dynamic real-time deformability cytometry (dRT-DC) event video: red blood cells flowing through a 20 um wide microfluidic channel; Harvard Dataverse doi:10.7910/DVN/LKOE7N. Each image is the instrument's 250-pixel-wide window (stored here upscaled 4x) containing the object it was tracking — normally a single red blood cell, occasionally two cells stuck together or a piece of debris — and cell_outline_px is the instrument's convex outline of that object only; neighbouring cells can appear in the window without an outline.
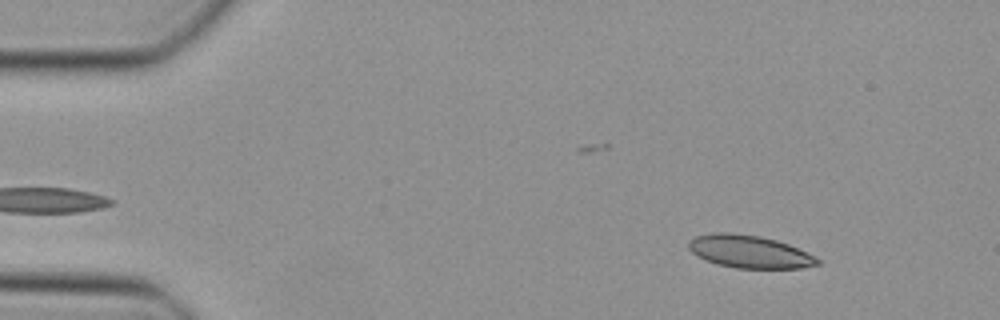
{"species": "Egyptian fruit bat (a non-hibernating species)", "species_latin": "Rousettus aegyptiacus", "temperature_condition": "cold", "stored_images_in_passage": 47, "camera_frame_rate_fps": 3000, "um_per_image_px": 0.085, "animal": {"sex": "female"}, "frame": {"image": 1, "passage_image": 5, "time_ms": 1.333, "image_size_px": [1000, 320], "cell_outline_px": [[820, 264], [800, 268], [736, 268], [716, 264], [692, 252], [688, 248], [688, 240], [696, 236], [712, 232], [732, 232], [760, 236], [776, 240], [788, 244], [816, 256], [820, 260]], "centroid_in_image_um": [63.7, 21.38], "position_along_channel_um": 21.3, "area_um2": 24.57}}
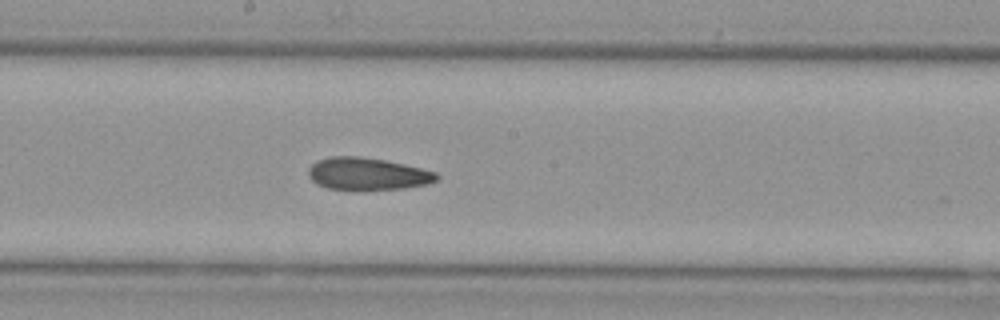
{"frame": {"image": 2, "passage_image": 25, "time_ms": 8.0, "image_size_px": [1000, 320], "cell_outline_px": [[440, 176], [436, 180], [428, 184], [404, 188], [328, 188], [316, 184], [308, 176], [308, 168], [316, 160], [332, 156], [360, 156], [384, 160], [404, 164], [436, 172]], "centroid_in_image_um": [31.22, 14.75], "position_along_channel_um": 217.0, "area_um2": 23.7}}
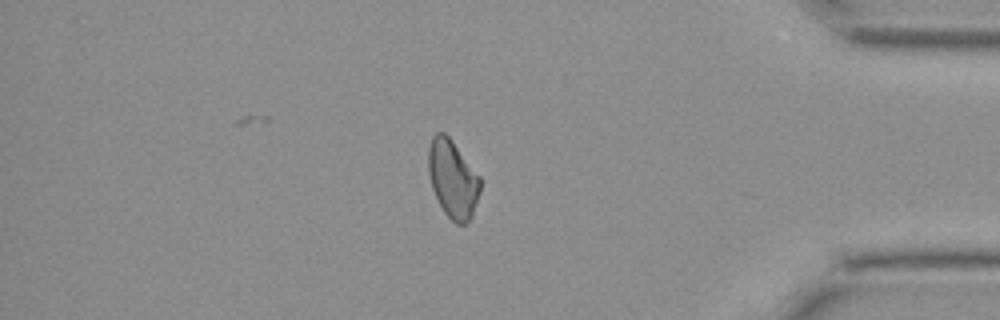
{"frame": {"image": 3, "passage_image": 40, "time_ms": 13.0, "image_size_px": [1000, 320], "cell_outline_px": [[480, 192], [472, 216], [464, 224], [456, 224], [444, 212], [432, 188], [428, 172], [428, 148], [432, 136], [436, 132], [444, 132], [452, 140], [480, 176]], "centroid_in_image_um": [38.48, 15.19], "position_along_channel_um": 396.7, "area_um2": 23.47}}